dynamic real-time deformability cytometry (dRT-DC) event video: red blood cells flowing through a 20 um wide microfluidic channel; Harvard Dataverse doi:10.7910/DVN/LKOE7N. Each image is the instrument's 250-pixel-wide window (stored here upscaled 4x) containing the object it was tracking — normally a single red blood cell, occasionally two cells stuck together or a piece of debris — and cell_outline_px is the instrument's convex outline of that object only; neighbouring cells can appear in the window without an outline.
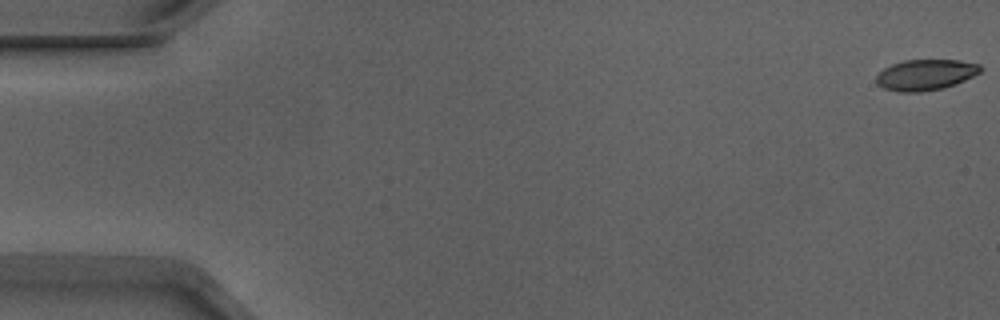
{"species": "Egyptian fruit bat (a non-hibernating species)", "species_latin": "Rousettus aegyptiacus", "temperature_condition": "warm", "stored_images_in_passage": 5, "camera_frame_rate_fps": 3000, "um_per_image_px": 0.085, "animal": {"sex": "male"}, "frame": {"image": 1, "passage_image": 1, "time_ms": 0.0, "image_size_px": [1000, 320], "cell_outline_px": [[984, 68], [980, 72], [956, 84], [940, 88], [920, 92], [896, 92], [884, 88], [876, 80], [876, 76], [884, 68], [892, 64], [904, 60], [960, 60], [980, 64]], "centroid_in_image_um": [78.69, 6.35], "position_along_channel_um": 6.3, "area_um2": 18.61}}